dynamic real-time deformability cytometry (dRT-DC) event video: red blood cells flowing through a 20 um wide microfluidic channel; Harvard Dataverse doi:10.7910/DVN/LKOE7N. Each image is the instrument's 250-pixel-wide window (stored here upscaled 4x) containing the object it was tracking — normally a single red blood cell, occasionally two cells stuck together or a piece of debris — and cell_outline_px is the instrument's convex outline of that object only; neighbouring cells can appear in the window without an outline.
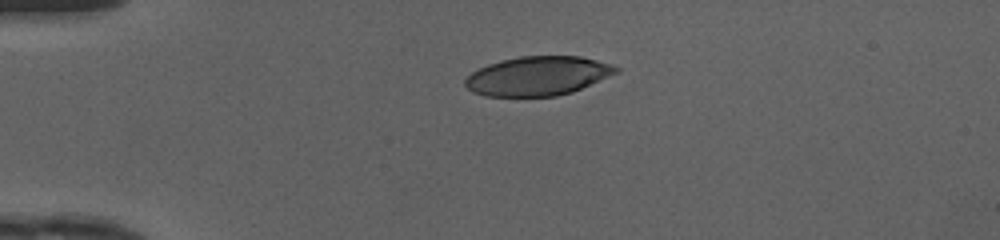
{"species": "human", "species_latin": "Homo sapiens", "temperature_condition": "cold", "stored_images_in_passage": 38, "camera_frame_rate_fps": 3000, "um_per_image_px": 0.085, "donor": {"sex": "female"}, "frame": {"image": 1, "passage_image": 1, "time_ms": 0.0, "image_size_px": [1000, 240], "cell_outline_px": [[620, 72], [572, 92], [556, 96], [484, 96], [472, 92], [464, 84], [464, 80], [472, 72], [488, 64], [500, 60], [520, 56], [580, 56], [612, 64], [620, 68]], "centroid_in_image_um": [45.73, 6.45], "position_along_channel_um": 39.3, "area_um2": 34.51}}
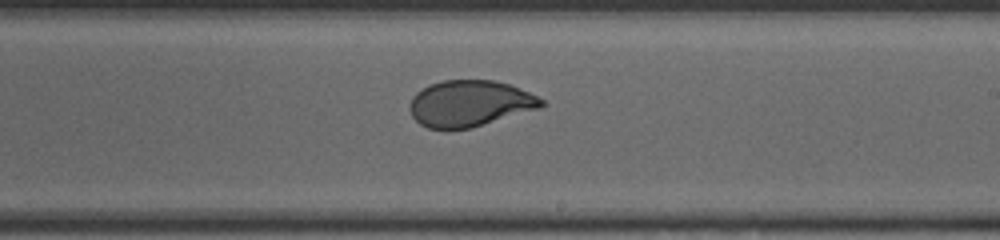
{"frame": {"image": 2, "passage_image": 19, "time_ms": 6.0, "image_size_px": [1000, 240], "cell_outline_px": [[544, 104], [540, 108], [468, 128], [448, 132], [428, 128], [420, 124], [412, 116], [408, 108], [412, 96], [416, 92], [428, 84], [444, 80], [492, 80], [508, 84], [528, 92], [544, 100]], "centroid_in_image_um": [39.85, 8.81], "position_along_channel_um": 249.1, "area_um2": 35.66}}
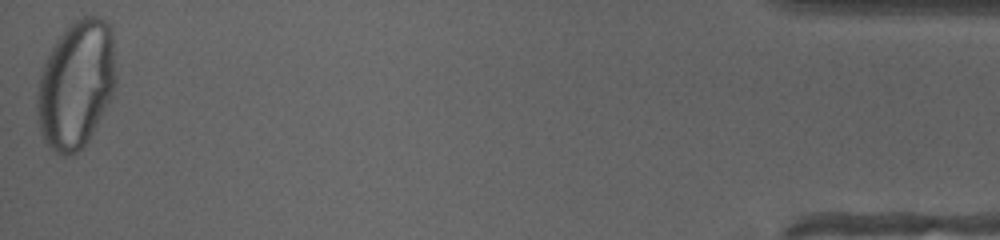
{"frame": {"image": 3, "passage_image": 38, "time_ms": 12.333, "image_size_px": [1000, 240], "cell_outline_px": [[116, 84], [112, 96], [108, 104], [88, 140], [76, 152], [68, 156], [60, 156], [44, 140], [40, 132], [36, 120], [36, 92], [40, 76], [44, 64], [56, 40], [64, 28], [76, 20], [84, 16], [96, 16], [104, 20], [112, 28], [116, 76]], "centroid_in_image_um": [6.46, 7.18], "position_along_channel_um": 428.7, "area_um2": 59.01}, "authors_computed_cell_mechanics": {"area_um2": 36.9053, "velocity_mm_per_s": 4.189, "shape_relaxation_time_tau1_ms": 6.788, "shape_relaxation_time_tau2_ms": null, "deformation_change_tau1": 0.2556, "deformation_change_tau2": null}}